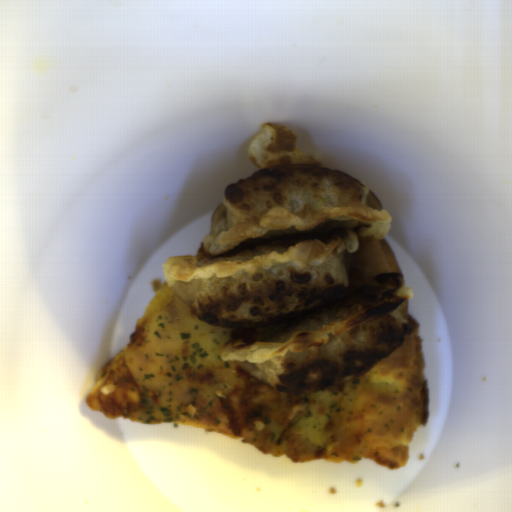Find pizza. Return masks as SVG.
Here are the masks:
<instances>
[{"label": "pizza", "mask_w": 512, "mask_h": 512, "mask_svg": "<svg viewBox=\"0 0 512 512\" xmlns=\"http://www.w3.org/2000/svg\"><path fill=\"white\" fill-rule=\"evenodd\" d=\"M410 325L400 347L367 372L355 402L330 419L324 446L296 436L297 422L307 411L308 395H289L263 384L236 365L229 394L210 404L190 403L171 421L205 428L238 439L270 457L293 463L326 459L355 464L361 459L388 470L405 467L409 445L429 418L428 381L418 325L401 307Z\"/></svg>", "instance_id": "pizza-1"}, {"label": "pizza", "mask_w": 512, "mask_h": 512, "mask_svg": "<svg viewBox=\"0 0 512 512\" xmlns=\"http://www.w3.org/2000/svg\"><path fill=\"white\" fill-rule=\"evenodd\" d=\"M178 299L166 281L154 293L134 331L128 336L127 347L119 350L96 373L86 397L87 407L94 413L102 412L109 419L137 421L132 415L154 405L155 393H149L138 385L125 359L141 344L152 319Z\"/></svg>", "instance_id": "pizza-2"}, {"label": "pizza", "mask_w": 512, "mask_h": 512, "mask_svg": "<svg viewBox=\"0 0 512 512\" xmlns=\"http://www.w3.org/2000/svg\"><path fill=\"white\" fill-rule=\"evenodd\" d=\"M252 166L260 170L287 165L326 166L301 149L294 131L280 124H264L248 149Z\"/></svg>", "instance_id": "pizza-3"}, {"label": "pizza", "mask_w": 512, "mask_h": 512, "mask_svg": "<svg viewBox=\"0 0 512 512\" xmlns=\"http://www.w3.org/2000/svg\"><path fill=\"white\" fill-rule=\"evenodd\" d=\"M388 272H400L402 275L386 239L359 240L350 265L351 291L378 286V277Z\"/></svg>", "instance_id": "pizza-4"}, {"label": "pizza", "mask_w": 512, "mask_h": 512, "mask_svg": "<svg viewBox=\"0 0 512 512\" xmlns=\"http://www.w3.org/2000/svg\"><path fill=\"white\" fill-rule=\"evenodd\" d=\"M296 319V318H295ZM295 319L288 320L282 323L271 325L268 327L253 328V329H231L230 328V340L242 336L252 340H264L271 339L287 327L293 324Z\"/></svg>", "instance_id": "pizza-5"}, {"label": "pizza", "mask_w": 512, "mask_h": 512, "mask_svg": "<svg viewBox=\"0 0 512 512\" xmlns=\"http://www.w3.org/2000/svg\"><path fill=\"white\" fill-rule=\"evenodd\" d=\"M193 257H195L197 260H200V261L207 258L204 241L202 242V244L200 245V247L198 248L197 252L195 253V255Z\"/></svg>", "instance_id": "pizza-6"}]
</instances>
